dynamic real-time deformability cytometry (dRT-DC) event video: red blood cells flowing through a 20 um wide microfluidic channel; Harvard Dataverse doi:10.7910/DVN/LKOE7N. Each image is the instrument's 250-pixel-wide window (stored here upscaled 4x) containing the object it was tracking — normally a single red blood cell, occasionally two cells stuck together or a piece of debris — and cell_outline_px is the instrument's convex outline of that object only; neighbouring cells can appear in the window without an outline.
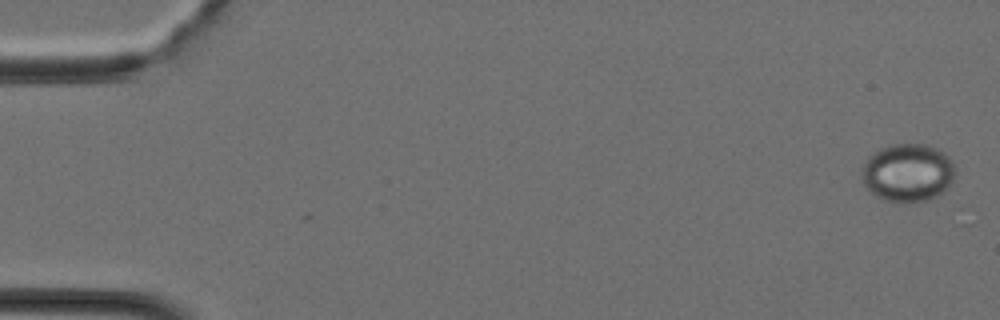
{"species": "Egyptian fruit bat (a non-hibernating species)", "species_latin": "Rousettus aegyptiacus", "temperature_condition": "cold", "stored_images_in_passage": 20, "camera_frame_rate_fps": 3000, "um_per_image_px": 0.085, "animal": {"sex": "female"}, "frame": {"image": 1, "passage_image": 1, "time_ms": 0.0, "image_size_px": [1000, 320], "cell_outline_px": [[956, 168], [952, 180], [944, 192], [928, 200], [912, 204], [884, 200], [876, 196], [864, 184], [860, 168], [868, 156], [872, 152], [888, 144], [924, 144], [936, 148], [944, 152], [952, 160]], "centroid_in_image_um": [77.15, 14.68], "position_along_channel_um": 7.8, "area_um2": 32.19}}
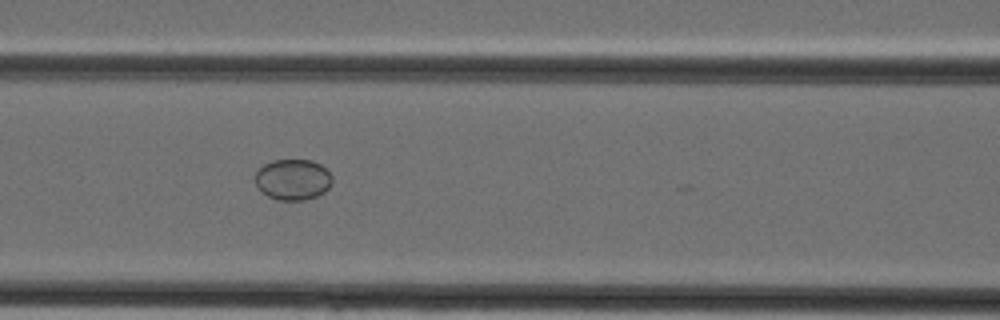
{"frame": {"image": 2, "passage_image": 17, "time_ms": 5.333, "image_size_px": [1000, 320], "cell_outline_px": [[332, 184], [324, 192], [316, 196], [304, 200], [280, 200], [268, 196], [260, 192], [256, 188], [256, 172], [264, 164], [272, 160], [312, 160], [320, 164], [332, 176]], "centroid_in_image_um": [24.88, 15.26], "position_along_channel_um": 141.7, "area_um2": 18.38}}
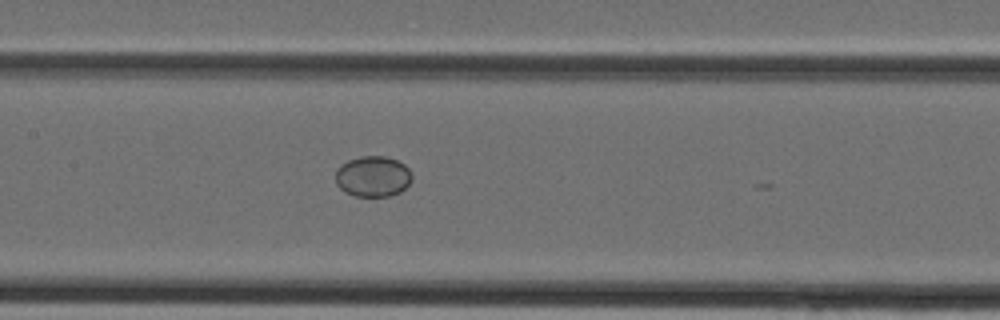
{"frame": {"image": 3, "passage_image": 19, "time_ms": 6.0, "image_size_px": [1000, 320], "cell_outline_px": [[412, 180], [400, 192], [388, 196], [356, 196], [344, 192], [336, 184], [336, 168], [340, 164], [348, 160], [360, 156], [384, 156], [396, 160], [404, 164], [412, 172]], "centroid_in_image_um": [31.68, 14.99], "position_along_channel_um": 175.7, "area_um2": 18.26}}